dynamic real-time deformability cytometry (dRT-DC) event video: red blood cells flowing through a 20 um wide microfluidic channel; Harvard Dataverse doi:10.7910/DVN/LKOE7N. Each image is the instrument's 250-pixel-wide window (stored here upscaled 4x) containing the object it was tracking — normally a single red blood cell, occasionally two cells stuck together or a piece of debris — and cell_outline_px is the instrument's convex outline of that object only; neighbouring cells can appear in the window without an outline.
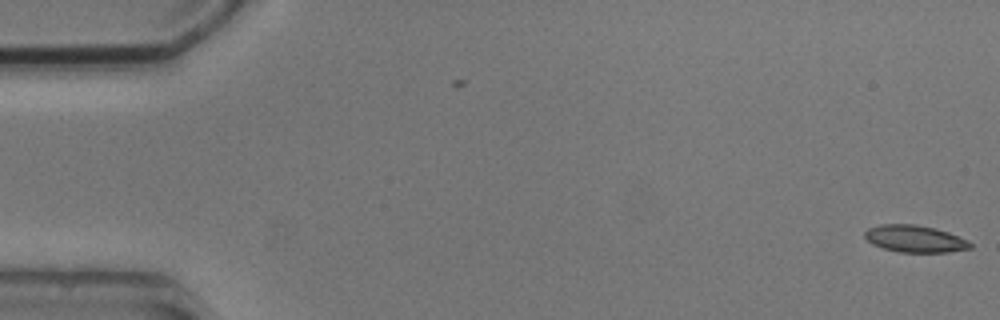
{"species": "common noctule bat (a hibernating species)", "species_latin": "Nyctalus noctula", "temperature_condition": "cold", "stored_images_in_passage": 7, "camera_frame_rate_fps": 3000, "um_per_image_px": 0.085, "animal": {"sex": "male", "body_mass_g": 20.5, "forearm_length_mm": 52.5}, "frame": {"image": 1, "passage_image": 1, "time_ms": 0.0, "image_size_px": [1000, 320], "cell_outline_px": [[972, 248], [948, 252], [900, 252], [884, 248], [872, 244], [864, 236], [864, 232], [868, 228], [880, 224], [916, 224], [936, 228], [948, 232], [968, 240], [972, 244]], "centroid_in_image_um": [77.77, 20.29], "position_along_channel_um": 7.2, "area_um2": 16.65}}
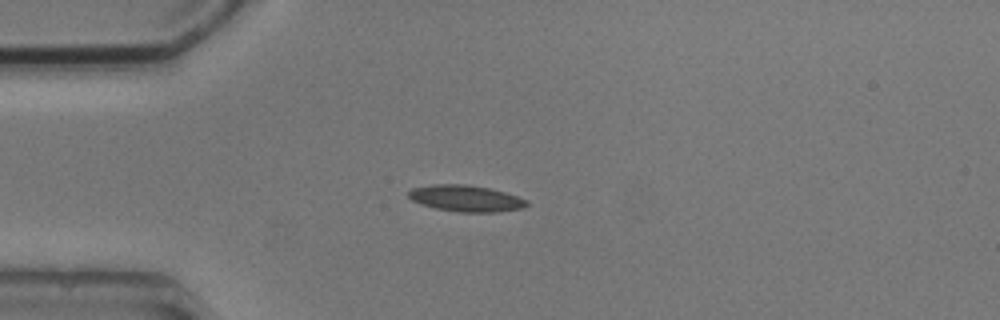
{"frame": {"image": 2, "passage_image": 4, "time_ms": 4.333, "image_size_px": [1000, 320], "cell_outline_px": [[528, 204], [520, 208], [496, 212], [460, 212], [436, 208], [420, 204], [412, 200], [408, 196], [408, 192], [412, 188], [432, 184], [464, 184], [488, 188], [504, 192], [528, 200]], "centroid_in_image_um": [39.56, 16.86], "position_along_channel_um": 45.4, "area_um2": 17.98}}